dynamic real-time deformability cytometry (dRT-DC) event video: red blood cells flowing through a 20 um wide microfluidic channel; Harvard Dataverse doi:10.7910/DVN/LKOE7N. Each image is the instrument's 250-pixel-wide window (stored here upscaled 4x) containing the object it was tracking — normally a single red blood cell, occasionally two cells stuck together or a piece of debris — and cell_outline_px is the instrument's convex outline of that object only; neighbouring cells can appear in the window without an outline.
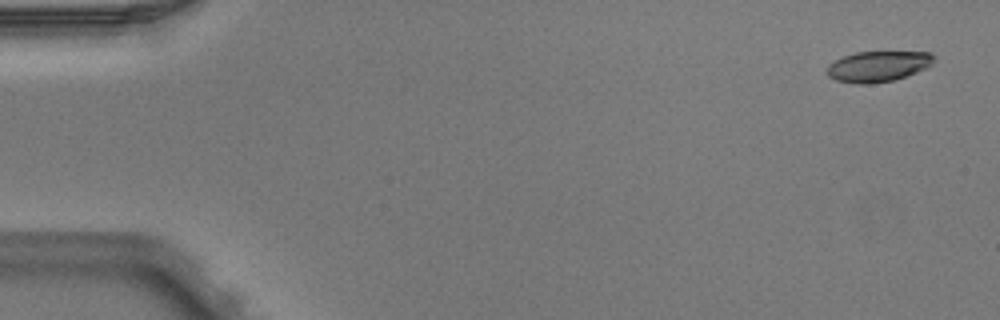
{"species": "Egyptian fruit bat (a non-hibernating species)", "species_latin": "Rousettus aegyptiacus", "temperature_condition": "warm", "stored_images_in_passage": 5, "camera_frame_rate_fps": 3000, "um_per_image_px": 0.085, "animal": {"sex": "male"}, "frame": {"image": 1, "passage_image": 1, "time_ms": 0.0, "image_size_px": [1000, 320], "cell_outline_px": [[936, 56], [932, 64], [916, 72], [892, 80], [868, 84], [856, 84], [836, 80], [828, 76], [828, 64], [844, 56], [856, 52], [932, 52]], "centroid_in_image_um": [74.64, 5.63], "position_along_channel_um": 10.4, "area_um2": 18.9}}
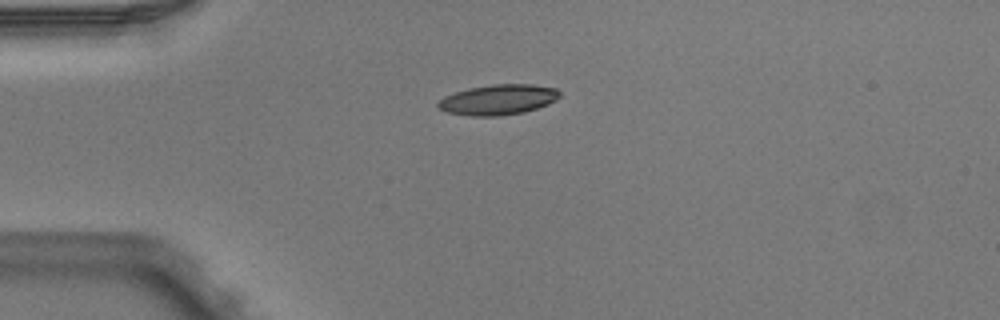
{"frame": {"image": 2, "passage_image": 3, "time_ms": 0.667, "image_size_px": [1000, 320], "cell_outline_px": [[560, 96], [556, 100], [548, 104], [524, 112], [500, 116], [472, 116], [448, 112], [436, 108], [436, 104], [444, 96], [468, 88], [492, 84], [532, 84], [556, 88], [560, 92]], "centroid_in_image_um": [42.34, 8.47], "position_along_channel_um": 42.7, "area_um2": 21.56}}